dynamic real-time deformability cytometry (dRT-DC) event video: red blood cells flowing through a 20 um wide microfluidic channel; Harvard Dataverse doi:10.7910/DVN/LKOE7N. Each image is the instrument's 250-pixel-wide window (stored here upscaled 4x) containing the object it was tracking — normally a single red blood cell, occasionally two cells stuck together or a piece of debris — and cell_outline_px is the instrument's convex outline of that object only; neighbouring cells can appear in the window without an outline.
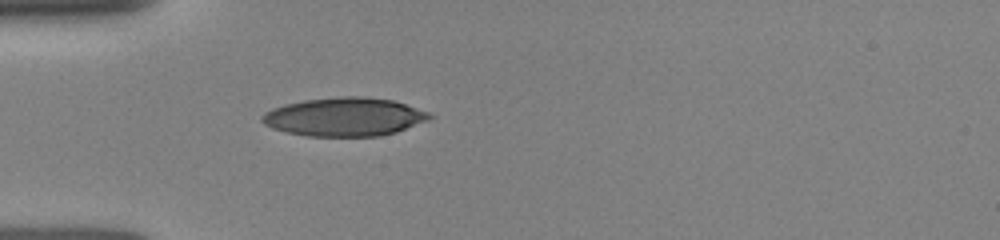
{"species": "human", "species_latin": "Homo sapiens", "temperature_condition": "room temperature", "stored_images_in_passage": 23, "camera_frame_rate_fps": 3000, "um_per_image_px": 0.085, "donor": {"sex": "female"}, "frame": {"image": 1, "passage_image": 1, "time_ms": 0.0, "image_size_px": [1000, 240], "cell_outline_px": [[436, 116], [428, 120], [396, 132], [380, 136], [308, 136], [288, 132], [272, 128], [264, 124], [260, 120], [260, 116], [264, 112], [272, 108], [284, 104], [304, 100], [340, 96], [360, 96], [392, 100], [428, 112]], "centroid_in_image_um": [29.25, 9.93], "position_along_channel_um": 55.8, "area_um2": 37.63}}
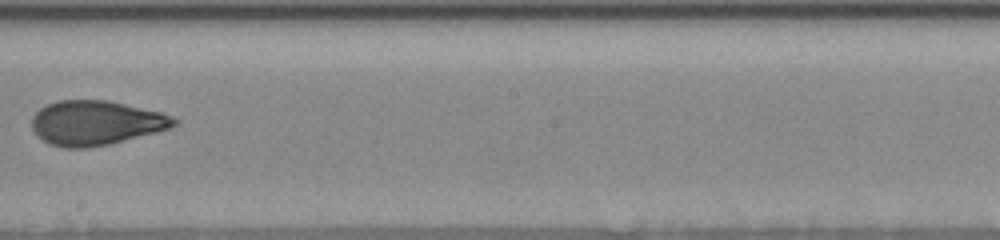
{"frame": {"image": 2, "passage_image": 9, "time_ms": 4.667, "image_size_px": [1000, 240], "cell_outline_px": [[180, 120], [172, 128], [108, 144], [88, 148], [64, 148], [48, 144], [36, 136], [32, 128], [32, 116], [40, 108], [48, 104], [60, 100], [108, 100], [160, 112], [172, 116]], "centroid_in_image_um": [8.13, 10.45], "position_along_channel_um": 240.1, "area_um2": 36.99}}
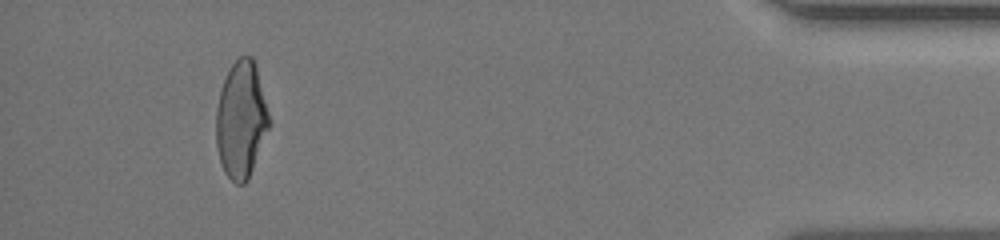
{"frame": {"image": 3, "passage_image": 21, "time_ms": 10.333, "image_size_px": [1000, 240], "cell_outline_px": [[272, 124], [248, 180], [244, 184], [236, 184], [224, 172], [220, 160], [216, 144], [216, 108], [220, 92], [224, 80], [232, 64], [240, 56], [252, 56], [256, 64]], "centroid_in_image_um": [20.52, 10.19], "position_along_channel_um": 414.7, "area_um2": 36.41}}